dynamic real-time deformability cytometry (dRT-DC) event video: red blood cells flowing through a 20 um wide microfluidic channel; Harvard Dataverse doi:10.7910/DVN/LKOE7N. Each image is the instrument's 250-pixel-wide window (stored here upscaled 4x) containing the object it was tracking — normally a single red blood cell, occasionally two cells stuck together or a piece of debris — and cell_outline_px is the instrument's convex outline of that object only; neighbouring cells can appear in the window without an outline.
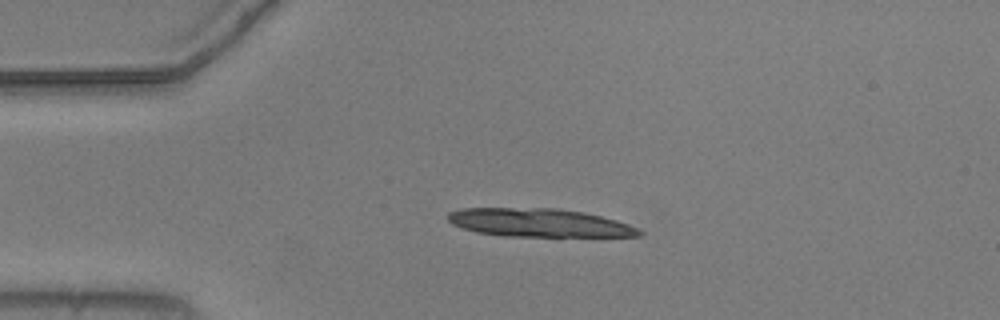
{"species": "common noctule bat (a hibernating species)", "species_latin": "Nyctalus noctula", "temperature_condition": "warm", "stored_images_in_passage": 52, "camera_frame_rate_fps": 3000, "um_per_image_px": 0.085, "animal": {"sex": "male", "body_mass_g": 20.5, "forearm_length_mm": 52.5}, "frame": {"image": 1, "passage_image": 11, "time_ms": 3.333, "image_size_px": [1000, 320], "cell_outline_px": [[644, 232], [640, 236], [504, 236], [476, 232], [452, 224], [448, 220], [448, 212], [460, 208], [556, 208], [584, 212], [616, 220], [628, 224]], "centroid_in_image_um": [45.79, 18.93], "position_along_channel_um": 39.2, "area_um2": 31.44}}
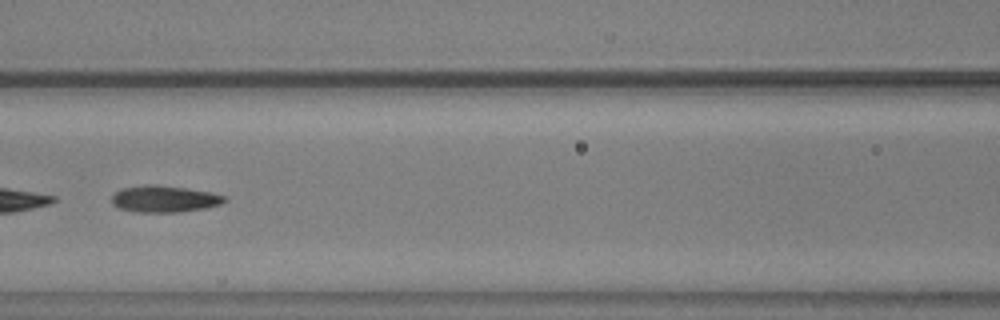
{"frame": {"image": 2, "passage_image": 23, "time_ms": 7.333, "image_size_px": [1000, 320], "cell_outline_px": [[228, 200], [220, 204], [204, 208], [180, 212], [136, 212], [116, 208], [112, 204], [112, 196], [120, 188], [152, 184], [184, 188], [212, 192], [228, 196]], "centroid_in_image_um": [13.97, 16.91], "position_along_channel_um": 152.6, "area_um2": 17.63}}
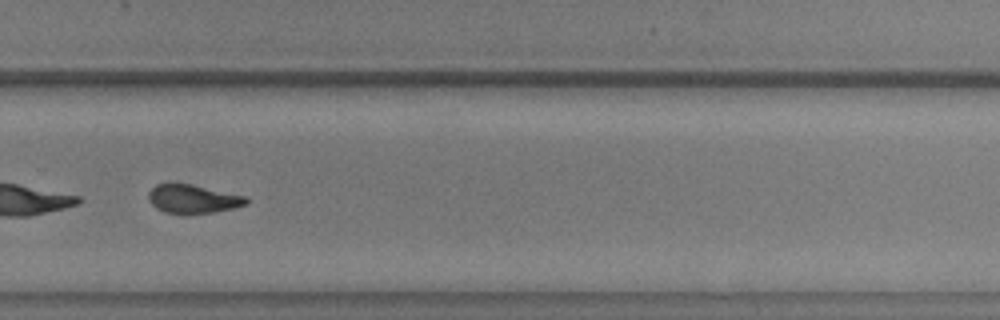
{"frame": {"image": 3, "passage_image": 36, "time_ms": 11.667, "image_size_px": [1000, 320], "cell_outline_px": [[248, 204], [236, 208], [212, 212], [164, 212], [156, 208], [148, 200], [148, 192], [156, 184], [192, 184], [248, 196]], "centroid_in_image_um": [16.45, 16.89], "position_along_channel_um": 313.4, "area_um2": 16.13}, "authors_computed_cell_mechanics": {"area_um2": 18.0625, "velocity_mm_per_s": 3.7197, "shape_relaxation_time_tau1_ms": 7.4765, "shape_relaxation_time_tau2_ms": 2.1622, "deformation_change_tau1": 0.2239, "deformation_change_tau2": 0.0877}}